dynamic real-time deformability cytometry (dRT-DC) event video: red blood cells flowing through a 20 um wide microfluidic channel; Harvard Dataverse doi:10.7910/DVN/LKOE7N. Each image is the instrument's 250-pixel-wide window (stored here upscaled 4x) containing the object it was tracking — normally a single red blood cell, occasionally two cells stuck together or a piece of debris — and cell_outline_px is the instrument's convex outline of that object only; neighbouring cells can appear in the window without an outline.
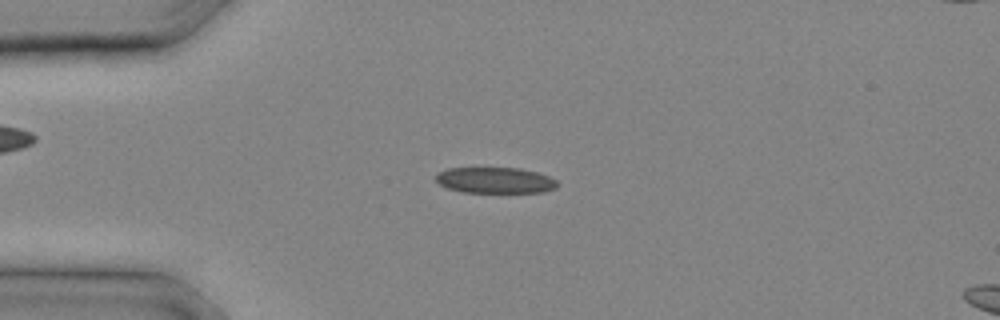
{"species": "common noctule bat (a hibernating species)", "species_latin": "Nyctalus noctula", "temperature_condition": "cold", "stored_images_in_passage": 7, "camera_frame_rate_fps": 3000, "um_per_image_px": 0.085, "animal": {"sex": "male", "body_mass_g": 20.4}, "frame": {"image": 1, "passage_image": 5, "time_ms": 1.333, "image_size_px": [1000, 320], "cell_outline_px": [[560, 184], [556, 188], [544, 192], [464, 192], [448, 188], [440, 184], [436, 180], [436, 176], [440, 172], [448, 168], [520, 168], [536, 172], [548, 176], [556, 180]], "centroid_in_image_um": [42.13, 15.32], "position_along_channel_um": 42.9, "area_um2": 18.26}}